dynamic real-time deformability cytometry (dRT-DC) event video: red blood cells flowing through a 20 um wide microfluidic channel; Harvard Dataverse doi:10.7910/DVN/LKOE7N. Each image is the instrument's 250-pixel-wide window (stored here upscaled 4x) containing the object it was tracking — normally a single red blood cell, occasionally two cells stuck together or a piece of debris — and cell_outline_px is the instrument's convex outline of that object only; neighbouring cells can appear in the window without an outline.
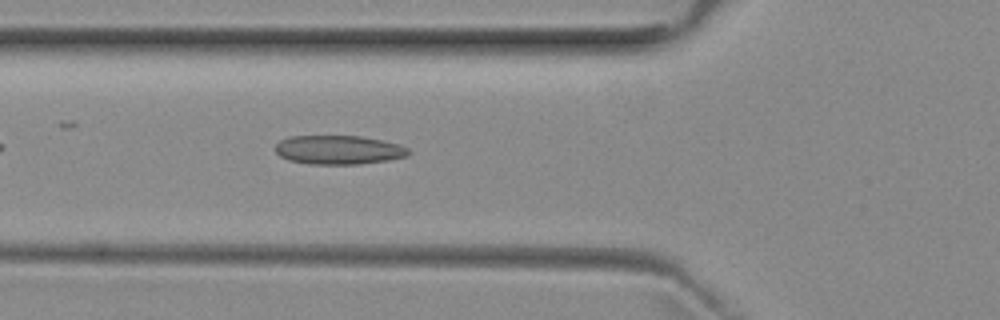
{"species": "common noctule bat (a hibernating species)", "species_latin": "Nyctalus noctula", "temperature_condition": "room temperature", "stored_images_in_passage": 38, "camera_frame_rate_fps": 3000, "um_per_image_px": 0.085, "animal": {"sex": "female", "body_mass_g": 29.2, "forearm_length_mm": 56.3}, "frame": {"image": 1, "passage_image": 6, "time_ms": 1.667, "image_size_px": [1000, 320], "cell_outline_px": [[412, 152], [408, 156], [388, 160], [360, 164], [308, 164], [288, 160], [280, 156], [276, 152], [276, 144], [280, 140], [288, 136], [360, 136], [400, 144], [408, 148]], "centroid_in_image_um": [28.79, 12.74], "position_along_channel_um": 97.0, "area_um2": 22.6}}
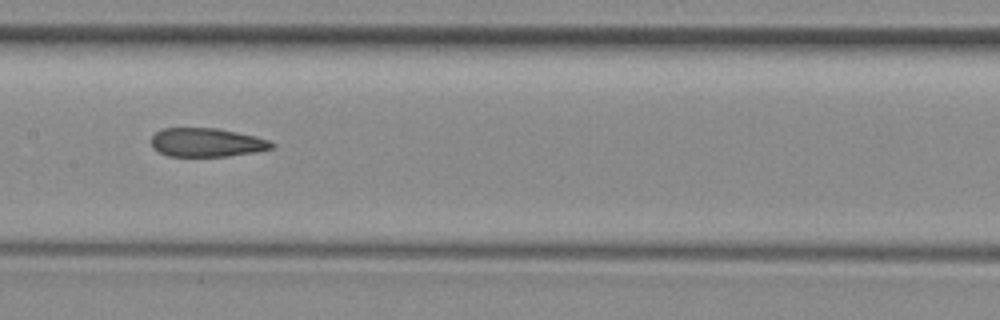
{"frame": {"image": 2, "passage_image": 13, "time_ms": 4.0, "image_size_px": [1000, 320], "cell_outline_px": [[276, 144], [272, 148], [256, 152], [228, 156], [168, 156], [152, 148], [152, 136], [156, 132], [164, 128], [216, 128], [256, 136], [268, 140]], "centroid_in_image_um": [17.58, 12.11], "position_along_channel_um": 189.8, "area_um2": 20.11}}
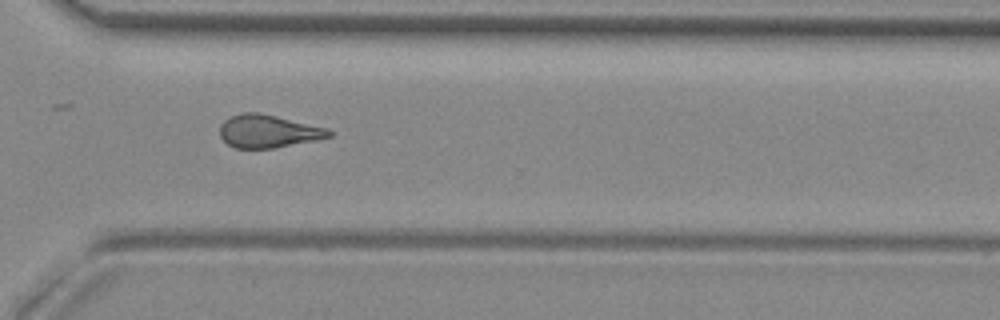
{"frame": {"image": 3, "passage_image": 25, "time_ms": 8.0, "image_size_px": [1000, 320], "cell_outline_px": [[332, 136], [316, 140], [276, 148], [236, 148], [228, 144], [220, 136], [220, 124], [224, 120], [232, 116], [244, 112], [260, 112], [328, 128], [332, 132]], "centroid_in_image_um": [22.81, 11.15], "position_along_channel_um": 347.8, "area_um2": 20.98}, "authors_computed_cell_mechanics": {"area_um2": 21.0392, "velocity_mm_per_s": 3.9607, "shape_relaxation_time_tau1_ms": null, "shape_relaxation_time_tau2_ms": 3.1989, "deformation_change_tau1": null, "deformation_change_tau2": 0.1338}}